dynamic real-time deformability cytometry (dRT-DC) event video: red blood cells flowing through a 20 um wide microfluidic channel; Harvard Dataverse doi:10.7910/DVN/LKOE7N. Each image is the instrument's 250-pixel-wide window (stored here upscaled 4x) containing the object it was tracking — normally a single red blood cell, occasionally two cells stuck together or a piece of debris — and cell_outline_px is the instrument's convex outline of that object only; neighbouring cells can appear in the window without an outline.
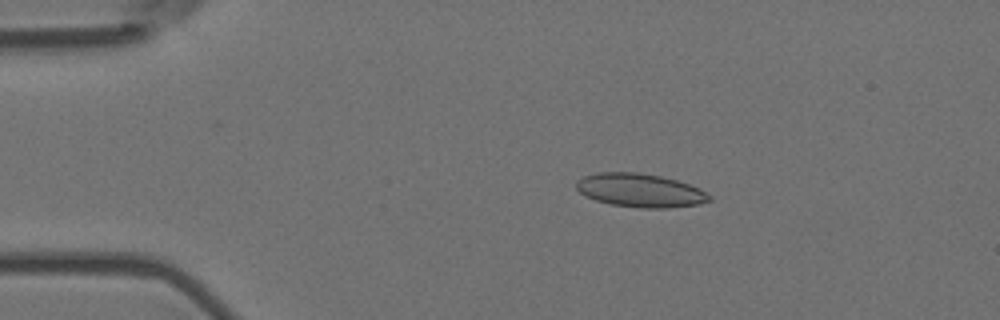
{"species": "Egyptian fruit bat (a non-hibernating species)", "species_latin": "Rousettus aegyptiacus", "temperature_condition": "room temperature", "stored_images_in_passage": 56, "camera_frame_rate_fps": 3000, "um_per_image_px": 0.085, "animal": {"sex": "female"}, "frame": {"image": 1, "passage_image": 10, "time_ms": 3.0, "image_size_px": [1000, 320], "cell_outline_px": [[712, 200], [700, 204], [668, 208], [640, 208], [612, 204], [596, 200], [584, 196], [576, 188], [576, 180], [584, 176], [596, 172], [640, 172], [660, 176], [676, 180], [700, 188], [712, 196]], "centroid_in_image_um": [54.42, 16.18], "position_along_channel_um": 30.6, "area_um2": 26.18}}
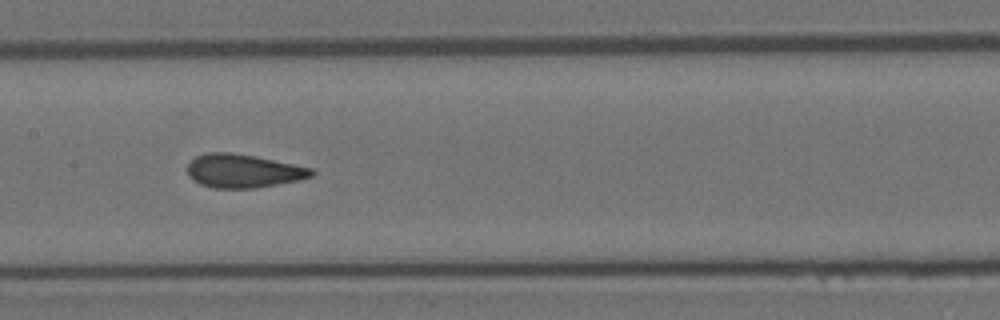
{"frame": {"image": 2, "passage_image": 27, "time_ms": 8.667, "image_size_px": [1000, 320], "cell_outline_px": [[316, 172], [312, 176], [300, 180], [256, 188], [216, 188], [200, 184], [192, 180], [188, 176], [188, 164], [196, 156], [208, 152], [228, 152], [252, 156], [312, 168]], "centroid_in_image_um": [20.66, 14.54], "position_along_channel_um": 186.7, "area_um2": 24.04}}
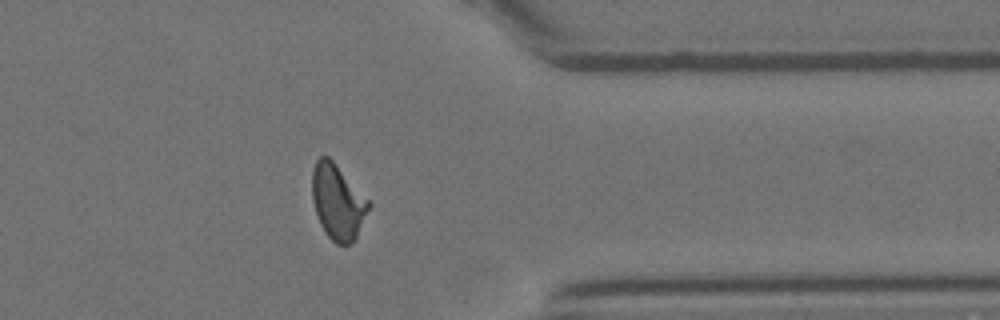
{"frame": {"image": 3, "passage_image": 44, "time_ms": 14.333, "image_size_px": [1000, 320], "cell_outline_px": [[372, 204], [356, 240], [352, 244], [336, 244], [324, 232], [320, 224], [312, 200], [312, 168], [316, 160], [320, 156], [328, 156], [336, 164]], "centroid_in_image_um": [28.71, 17.19], "position_along_channel_um": 382.7, "area_um2": 24.91}, "authors_computed_cell_mechanics": {"area_um2": 24.3916, "velocity_mm_per_s": 3.6633, "shape_relaxation_time_tau1_ms": null, "shape_relaxation_time_tau2_ms": 1.064, "deformation_change_tau1": null, "deformation_change_tau2": 0.0824}}